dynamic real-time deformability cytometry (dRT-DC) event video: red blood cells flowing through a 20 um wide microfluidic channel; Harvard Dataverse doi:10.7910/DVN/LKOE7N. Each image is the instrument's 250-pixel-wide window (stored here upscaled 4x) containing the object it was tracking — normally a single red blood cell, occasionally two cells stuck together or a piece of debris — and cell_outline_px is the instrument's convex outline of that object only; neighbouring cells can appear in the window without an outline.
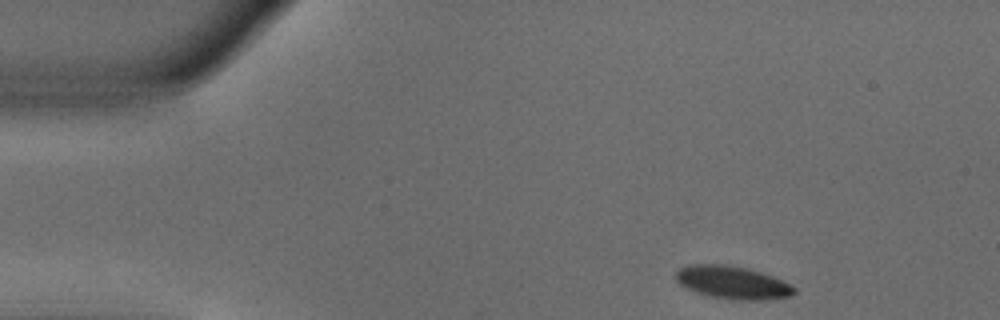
{"species": "common noctule bat (a hibernating species)", "species_latin": "Nyctalus noctula", "temperature_condition": "warm", "stored_images_in_passage": 10, "camera_frame_rate_fps": 3000, "um_per_image_px": 0.085, "animal": {"sex": "male", "body_mass_g": 18.8}, "frame": {"image": 1, "passage_image": 1, "time_ms": 0.0, "image_size_px": [1000, 320], "cell_outline_px": [[796, 292], [788, 296], [760, 300], [740, 300], [716, 296], [700, 292], [688, 288], [680, 284], [676, 280], [676, 272], [680, 268], [692, 264], [724, 264], [748, 268], [772, 276], [796, 288]], "centroid_in_image_um": [62.27, 23.99], "position_along_channel_um": 22.7, "area_um2": 22.02}}
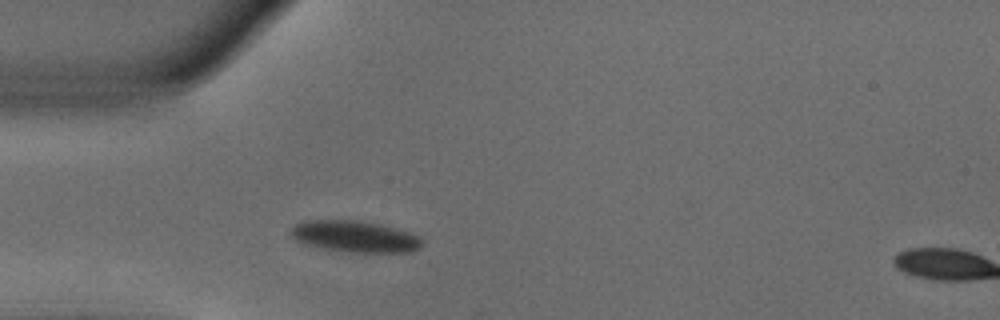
{"frame": {"image": 2, "passage_image": 9, "time_ms": 2.667, "image_size_px": [1000, 320], "cell_outline_px": [[420, 244], [412, 252], [348, 252], [324, 248], [304, 244], [296, 240], [288, 232], [296, 224], [308, 220], [356, 220], [380, 224], [408, 232], [420, 236]], "centroid_in_image_um": [30.12, 20.1], "position_along_channel_um": 54.9, "area_um2": 23.76}}